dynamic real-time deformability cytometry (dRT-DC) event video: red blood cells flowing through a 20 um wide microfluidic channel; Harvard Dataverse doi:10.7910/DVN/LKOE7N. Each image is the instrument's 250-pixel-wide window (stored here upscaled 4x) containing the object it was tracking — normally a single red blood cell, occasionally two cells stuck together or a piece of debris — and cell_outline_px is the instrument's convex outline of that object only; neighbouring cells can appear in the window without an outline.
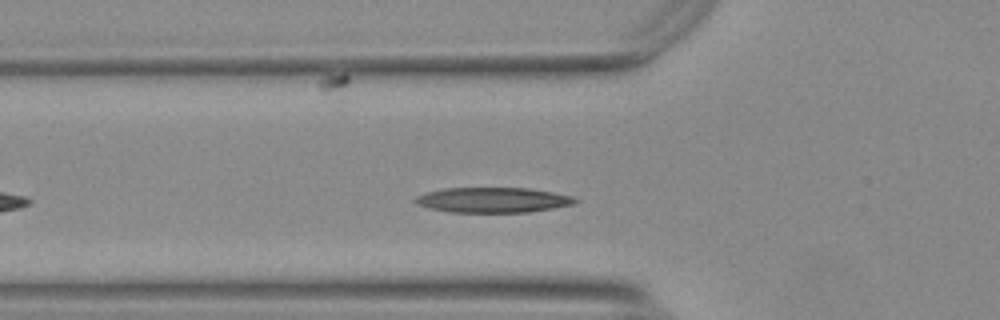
{"species": "Egyptian fruit bat (a non-hibernating species)", "species_latin": "Rousettus aegyptiacus", "temperature_condition": "warm", "stored_images_in_passage": 38, "camera_frame_rate_fps": 3000, "um_per_image_px": 0.085, "animal": {"sex": "female"}, "frame": {"image": 1, "passage_image": 8, "time_ms": 2.333, "image_size_px": [1000, 320], "cell_outline_px": [[580, 200], [572, 204], [552, 208], [528, 212], [448, 212], [428, 208], [416, 204], [412, 200], [416, 196], [424, 192], [444, 188], [528, 188], [552, 192], [572, 196]], "centroid_in_image_um": [41.82, 16.99], "position_along_channel_um": 84.0, "area_um2": 23.52}}
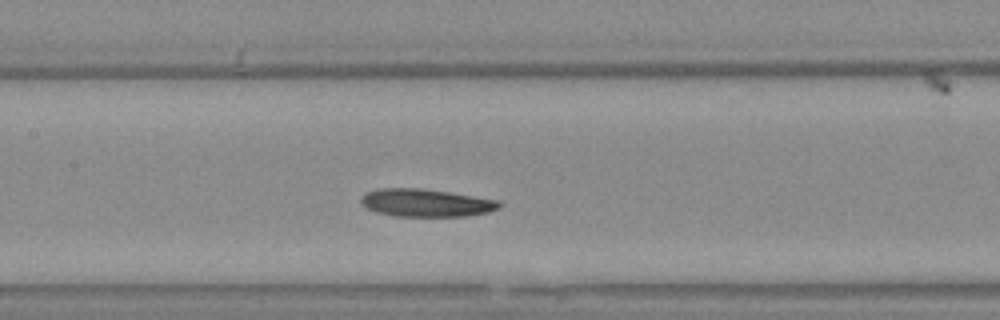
{"frame": {"image": 2, "passage_image": 15, "time_ms": 4.667, "image_size_px": [1000, 320], "cell_outline_px": [[504, 204], [500, 208], [488, 212], [468, 216], [392, 216], [376, 212], [364, 208], [360, 204], [360, 196], [376, 188], [420, 188], [448, 192], [500, 200]], "centroid_in_image_um": [36.19, 17.24], "position_along_channel_um": 171.2, "area_um2": 22.72}}
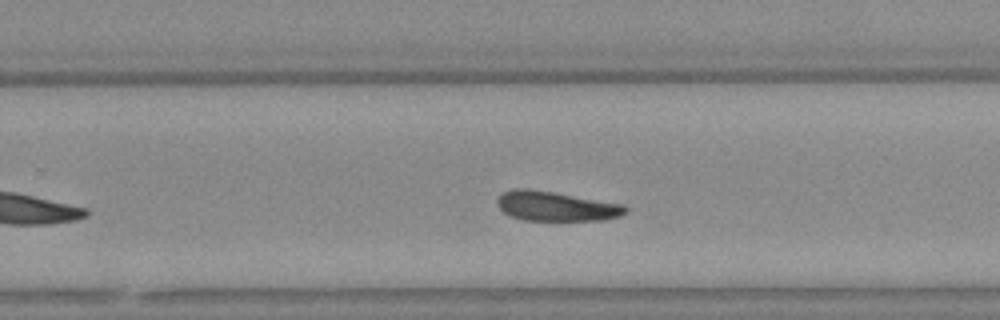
{"frame": {"image": 3, "passage_image": 24, "time_ms": 7.667, "image_size_px": [1000, 320], "cell_outline_px": [[628, 212], [620, 216], [604, 220], [520, 220], [508, 216], [496, 204], [496, 200], [504, 192], [512, 188], [528, 188], [624, 204], [628, 208]], "centroid_in_image_um": [47.25, 17.53], "position_along_channel_um": 282.6, "area_um2": 22.25}, "authors_computed_cell_mechanics": {"area_um2": 22.6287, "velocity_mm_per_s": 3.7281, "shape_relaxation_time_tau1_ms": 4.7725, "shape_relaxation_time_tau2_ms": 4.3062, "deformation_change_tau1": 0.1449, "deformation_change_tau2": 0.133}}